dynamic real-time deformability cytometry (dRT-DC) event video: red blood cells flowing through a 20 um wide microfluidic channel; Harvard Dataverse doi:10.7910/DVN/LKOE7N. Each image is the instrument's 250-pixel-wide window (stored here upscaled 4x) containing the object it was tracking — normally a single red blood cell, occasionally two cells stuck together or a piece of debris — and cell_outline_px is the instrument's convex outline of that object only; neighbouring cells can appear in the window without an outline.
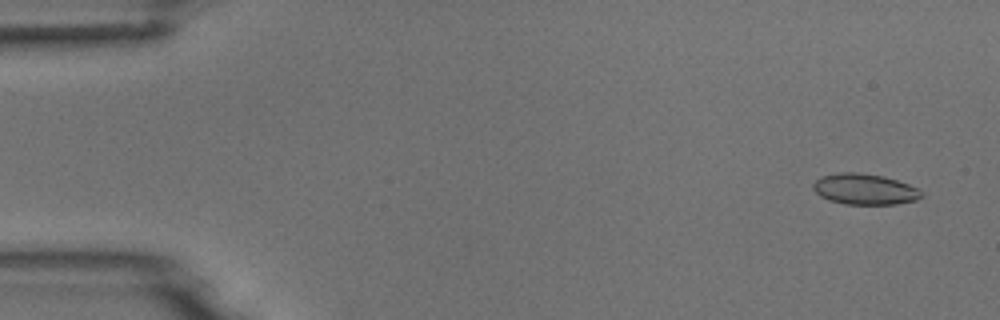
{"species": "common noctule bat (a hibernating species)", "species_latin": "Nyctalus noctula", "temperature_condition": "room temperature", "stored_images_in_passage": 4, "camera_frame_rate_fps": 3000, "um_per_image_px": 0.085, "animal": {"sex": "male", "body_mass_g": 18.8}, "frame": {"image": 1, "passage_image": 1, "time_ms": 0.0, "image_size_px": [1000, 320], "cell_outline_px": [[924, 196], [916, 200], [896, 204], [844, 204], [828, 200], [820, 196], [812, 188], [812, 184], [820, 176], [840, 172], [856, 172], [884, 176], [908, 184], [916, 188]], "centroid_in_image_um": [73.45, 16.08], "position_along_channel_um": 11.5, "area_um2": 19.48}}
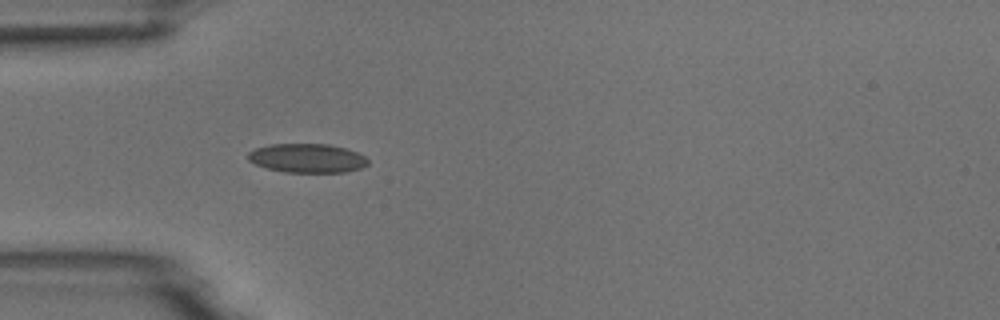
{"frame": {"image": 2, "passage_image": 4, "time_ms": 4.333, "image_size_px": [1000, 320], "cell_outline_px": [[368, 164], [360, 168], [344, 172], [284, 172], [268, 168], [256, 164], [248, 160], [248, 152], [256, 148], [272, 144], [328, 144], [344, 148], [356, 152], [364, 156], [368, 160]], "centroid_in_image_um": [26.1, 13.44], "position_along_channel_um": 58.9, "area_um2": 20.06}}